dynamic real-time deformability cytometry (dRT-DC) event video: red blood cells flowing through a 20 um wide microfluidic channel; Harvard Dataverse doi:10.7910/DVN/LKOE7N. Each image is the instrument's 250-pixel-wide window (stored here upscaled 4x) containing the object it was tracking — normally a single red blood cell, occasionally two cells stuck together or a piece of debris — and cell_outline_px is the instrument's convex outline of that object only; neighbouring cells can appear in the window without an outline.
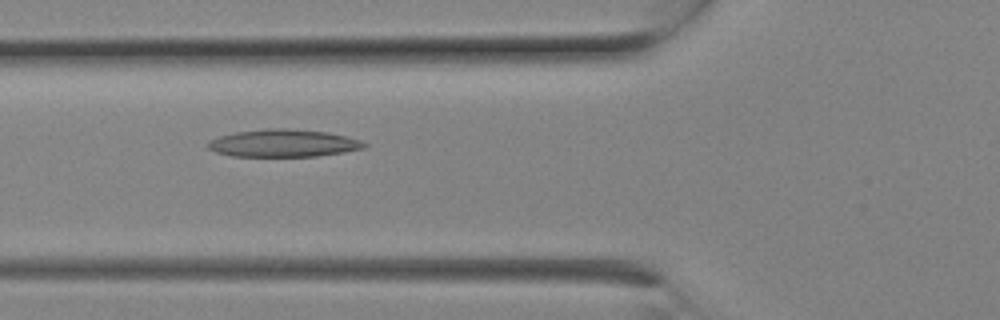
{"species": "Egyptian fruit bat (a non-hibernating species)", "species_latin": "Rousettus aegyptiacus", "temperature_condition": "room temperature", "stored_images_in_passage": 9, "camera_frame_rate_fps": 3000, "um_per_image_px": 0.085, "animal": {"sex": "female"}, "frame": {"image": 1, "passage_image": 8, "time_ms": 2.333, "image_size_px": [1000, 320], "cell_outline_px": [[368, 144], [364, 148], [344, 152], [316, 156], [232, 156], [216, 152], [208, 148], [208, 140], [220, 136], [236, 132], [268, 128], [288, 128], [324, 132], [344, 136], [360, 140]], "centroid_in_image_um": [24.06, 12.17], "position_along_channel_um": 101.7, "area_um2": 24.85}}
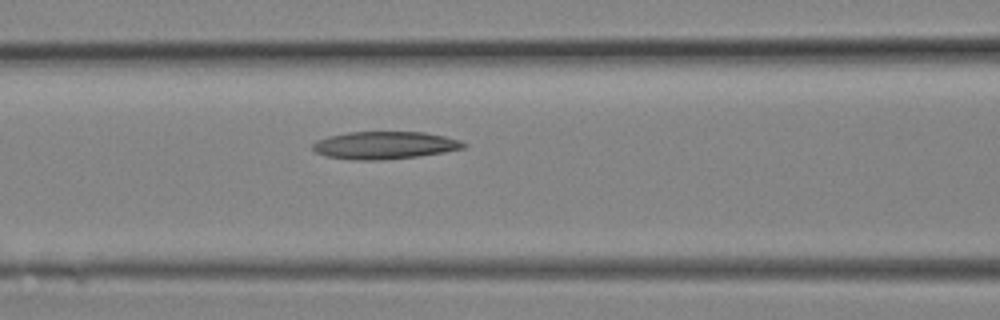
{"frame": {"image": 2, "passage_image": 9, "time_ms": 2.667, "image_size_px": [1000, 320], "cell_outline_px": [[468, 144], [464, 148], [444, 152], [420, 156], [384, 160], [352, 160], [324, 156], [316, 152], [312, 148], [312, 144], [316, 140], [328, 136], [348, 132], [424, 132], [444, 136], [460, 140]], "centroid_in_image_um": [32.68, 12.35], "position_along_channel_um": 133.9, "area_um2": 24.45}}